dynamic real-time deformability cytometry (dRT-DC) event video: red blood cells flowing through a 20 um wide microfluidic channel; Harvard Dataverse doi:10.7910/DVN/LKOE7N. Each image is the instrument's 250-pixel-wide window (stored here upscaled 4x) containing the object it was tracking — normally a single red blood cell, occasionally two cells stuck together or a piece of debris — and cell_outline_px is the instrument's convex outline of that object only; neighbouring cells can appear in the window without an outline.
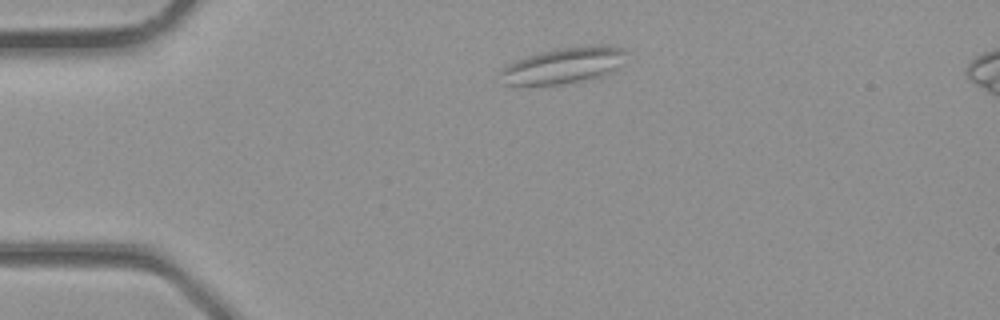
{"species": "common noctule bat (a hibernating species)", "species_latin": "Nyctalus noctula", "temperature_condition": "room temperature", "stored_images_in_passage": 5, "camera_frame_rate_fps": 3000, "um_per_image_px": 0.085, "animal": {"sex": "male", "body_mass_g": 23.1, "forearm_length_mm": 52.7}, "frame": {"image": 1, "passage_image": 5, "time_ms": 1.333, "image_size_px": [1000, 320], "cell_outline_px": [[628, 52], [616, 68], [612, 72], [604, 76], [592, 80], [576, 84], [524, 88], [504, 84], [496, 72], [504, 64], [540, 52], [560, 48], [604, 44], [624, 48]], "centroid_in_image_um": [47.81, 5.64], "position_along_channel_um": 37.2, "area_um2": 28.03}}